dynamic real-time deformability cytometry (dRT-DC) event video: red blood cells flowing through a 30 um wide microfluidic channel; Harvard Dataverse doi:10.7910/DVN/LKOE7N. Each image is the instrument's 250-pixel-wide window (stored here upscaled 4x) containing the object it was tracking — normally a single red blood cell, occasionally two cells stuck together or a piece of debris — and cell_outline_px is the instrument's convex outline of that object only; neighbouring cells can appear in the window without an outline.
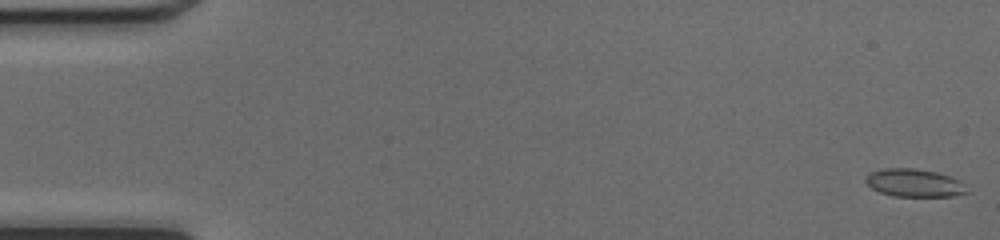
{"species": "common noctule bat (a hibernating species)", "species_latin": "Nyctalus noctula", "temperature_condition": "cold", "stored_images_in_passage": 49, "camera_frame_rate_fps": 3000, "um_per_image_px": 0.085, "animal": {"sex": "female", "body_mass_g": 17.0, "forearm_length_mm": 48.0}, "frame": {"image": 1, "passage_image": 1, "time_ms": 0.0, "image_size_px": [1000, 240], "cell_outline_px": [[968, 192], [952, 196], [892, 196], [880, 192], [872, 188], [864, 180], [864, 176], [872, 172], [884, 168], [916, 168], [936, 172], [960, 180]], "centroid_in_image_um": [77.68, 15.54], "position_along_channel_um": 7.3, "area_um2": 16.36}}
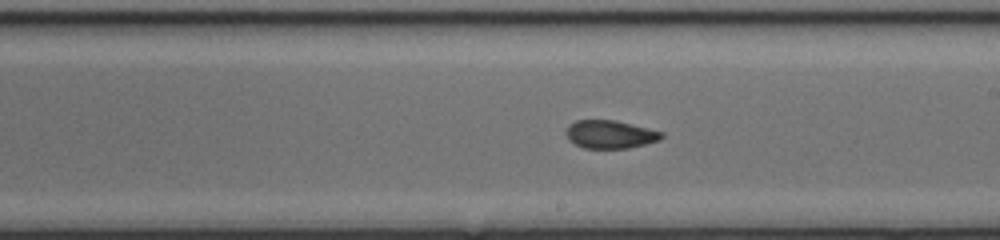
{"frame": {"image": 2, "passage_image": 28, "time_ms": 9.0, "image_size_px": [1000, 240], "cell_outline_px": [[664, 136], [660, 140], [628, 148], [584, 148], [568, 140], [564, 132], [568, 124], [576, 120], [616, 120], [664, 132]], "centroid_in_image_um": [51.84, 11.41], "position_along_channel_um": 237.2, "area_um2": 15.78}}
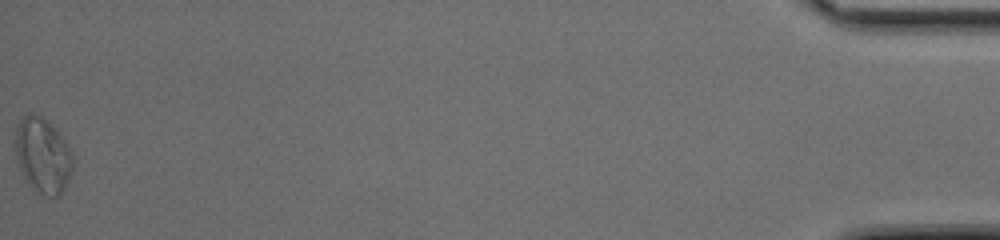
{"frame": {"image": 3, "passage_image": 49, "time_ms": 16.0, "image_size_px": [1000, 240], "cell_outline_px": [[72, 168], [68, 180], [60, 196], [44, 196], [28, 184], [20, 168], [16, 156], [16, 124], [28, 112], [32, 112], [40, 116], [56, 128], [72, 152]], "centroid_in_image_um": [3.63, 13.19], "position_along_channel_um": 431.6, "area_um2": 25.03}, "authors_computed_cell_mechanics": {"area_um2": 16.7042, "velocity_mm_per_s": 4.2681, "shape_relaxation_time_tau1_ms": null, "shape_relaxation_time_tau2_ms": 1.3093, "deformation_change_tau1": null, "deformation_change_tau2": 0.0553}}